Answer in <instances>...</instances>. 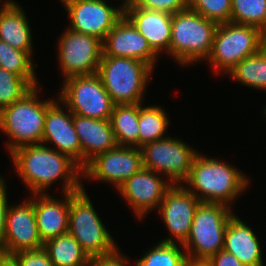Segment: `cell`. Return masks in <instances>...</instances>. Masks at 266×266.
Instances as JSON below:
<instances>
[{
	"label": "cell",
	"instance_id": "4dcf8cb0",
	"mask_svg": "<svg viewBox=\"0 0 266 266\" xmlns=\"http://www.w3.org/2000/svg\"><path fill=\"white\" fill-rule=\"evenodd\" d=\"M32 88L25 79L0 68V110L21 99Z\"/></svg>",
	"mask_w": 266,
	"mask_h": 266
},
{
	"label": "cell",
	"instance_id": "83f0119b",
	"mask_svg": "<svg viewBox=\"0 0 266 266\" xmlns=\"http://www.w3.org/2000/svg\"><path fill=\"white\" fill-rule=\"evenodd\" d=\"M32 59L27 51L13 48L0 40V68L25 79L32 87H37L40 84H38L34 67H37L38 64Z\"/></svg>",
	"mask_w": 266,
	"mask_h": 266
},
{
	"label": "cell",
	"instance_id": "836d02e7",
	"mask_svg": "<svg viewBox=\"0 0 266 266\" xmlns=\"http://www.w3.org/2000/svg\"><path fill=\"white\" fill-rule=\"evenodd\" d=\"M134 7L175 14L189 7V0H137Z\"/></svg>",
	"mask_w": 266,
	"mask_h": 266
},
{
	"label": "cell",
	"instance_id": "f546056e",
	"mask_svg": "<svg viewBox=\"0 0 266 266\" xmlns=\"http://www.w3.org/2000/svg\"><path fill=\"white\" fill-rule=\"evenodd\" d=\"M230 22L266 30V0H232Z\"/></svg>",
	"mask_w": 266,
	"mask_h": 266
},
{
	"label": "cell",
	"instance_id": "b9f144b4",
	"mask_svg": "<svg viewBox=\"0 0 266 266\" xmlns=\"http://www.w3.org/2000/svg\"><path fill=\"white\" fill-rule=\"evenodd\" d=\"M3 1V2H2ZM9 0H0V3H1V5H0V11H1V9H2V7L8 2Z\"/></svg>",
	"mask_w": 266,
	"mask_h": 266
},
{
	"label": "cell",
	"instance_id": "60d3db41",
	"mask_svg": "<svg viewBox=\"0 0 266 266\" xmlns=\"http://www.w3.org/2000/svg\"><path fill=\"white\" fill-rule=\"evenodd\" d=\"M262 48L266 51V30L263 32V46Z\"/></svg>",
	"mask_w": 266,
	"mask_h": 266
},
{
	"label": "cell",
	"instance_id": "d590c367",
	"mask_svg": "<svg viewBox=\"0 0 266 266\" xmlns=\"http://www.w3.org/2000/svg\"><path fill=\"white\" fill-rule=\"evenodd\" d=\"M121 251L118 247L112 253L90 258L89 266H133L132 264L130 265L129 258Z\"/></svg>",
	"mask_w": 266,
	"mask_h": 266
},
{
	"label": "cell",
	"instance_id": "7bdbcfd3",
	"mask_svg": "<svg viewBox=\"0 0 266 266\" xmlns=\"http://www.w3.org/2000/svg\"><path fill=\"white\" fill-rule=\"evenodd\" d=\"M262 114H264V118L266 119V105L263 108V113Z\"/></svg>",
	"mask_w": 266,
	"mask_h": 266
},
{
	"label": "cell",
	"instance_id": "cb8c5ba5",
	"mask_svg": "<svg viewBox=\"0 0 266 266\" xmlns=\"http://www.w3.org/2000/svg\"><path fill=\"white\" fill-rule=\"evenodd\" d=\"M110 121L118 146L138 147L139 103L114 105Z\"/></svg>",
	"mask_w": 266,
	"mask_h": 266
},
{
	"label": "cell",
	"instance_id": "8fae6325",
	"mask_svg": "<svg viewBox=\"0 0 266 266\" xmlns=\"http://www.w3.org/2000/svg\"><path fill=\"white\" fill-rule=\"evenodd\" d=\"M58 40V65L64 79L95 74L103 55L102 41L66 28Z\"/></svg>",
	"mask_w": 266,
	"mask_h": 266
},
{
	"label": "cell",
	"instance_id": "52a82bcc",
	"mask_svg": "<svg viewBox=\"0 0 266 266\" xmlns=\"http://www.w3.org/2000/svg\"><path fill=\"white\" fill-rule=\"evenodd\" d=\"M263 46V32L254 26L227 22L219 24L212 51L206 59L214 73L231 71L241 60L257 53Z\"/></svg>",
	"mask_w": 266,
	"mask_h": 266
},
{
	"label": "cell",
	"instance_id": "e575fe53",
	"mask_svg": "<svg viewBox=\"0 0 266 266\" xmlns=\"http://www.w3.org/2000/svg\"><path fill=\"white\" fill-rule=\"evenodd\" d=\"M4 176H0V254L5 248V234H6V217L10 203L8 201L7 181Z\"/></svg>",
	"mask_w": 266,
	"mask_h": 266
},
{
	"label": "cell",
	"instance_id": "d4e9b609",
	"mask_svg": "<svg viewBox=\"0 0 266 266\" xmlns=\"http://www.w3.org/2000/svg\"><path fill=\"white\" fill-rule=\"evenodd\" d=\"M54 266H89L90 258L69 233L47 240L43 247Z\"/></svg>",
	"mask_w": 266,
	"mask_h": 266
},
{
	"label": "cell",
	"instance_id": "ffe728a7",
	"mask_svg": "<svg viewBox=\"0 0 266 266\" xmlns=\"http://www.w3.org/2000/svg\"><path fill=\"white\" fill-rule=\"evenodd\" d=\"M49 194H33L37 227L43 243L68 233L69 193H62L63 198Z\"/></svg>",
	"mask_w": 266,
	"mask_h": 266
},
{
	"label": "cell",
	"instance_id": "8d00e7d4",
	"mask_svg": "<svg viewBox=\"0 0 266 266\" xmlns=\"http://www.w3.org/2000/svg\"><path fill=\"white\" fill-rule=\"evenodd\" d=\"M208 261L212 266H245L236 256L223 249L217 254L212 255Z\"/></svg>",
	"mask_w": 266,
	"mask_h": 266
},
{
	"label": "cell",
	"instance_id": "7a4b0ae2",
	"mask_svg": "<svg viewBox=\"0 0 266 266\" xmlns=\"http://www.w3.org/2000/svg\"><path fill=\"white\" fill-rule=\"evenodd\" d=\"M249 179L239 168L198 152L190 174L182 184L201 202L220 203L233 208L239 195L249 189Z\"/></svg>",
	"mask_w": 266,
	"mask_h": 266
},
{
	"label": "cell",
	"instance_id": "1f68e13d",
	"mask_svg": "<svg viewBox=\"0 0 266 266\" xmlns=\"http://www.w3.org/2000/svg\"><path fill=\"white\" fill-rule=\"evenodd\" d=\"M189 7L218 25L230 22L232 0H189Z\"/></svg>",
	"mask_w": 266,
	"mask_h": 266
},
{
	"label": "cell",
	"instance_id": "74e56055",
	"mask_svg": "<svg viewBox=\"0 0 266 266\" xmlns=\"http://www.w3.org/2000/svg\"><path fill=\"white\" fill-rule=\"evenodd\" d=\"M185 266H212V264L205 259H192L188 257Z\"/></svg>",
	"mask_w": 266,
	"mask_h": 266
},
{
	"label": "cell",
	"instance_id": "8992f818",
	"mask_svg": "<svg viewBox=\"0 0 266 266\" xmlns=\"http://www.w3.org/2000/svg\"><path fill=\"white\" fill-rule=\"evenodd\" d=\"M68 233L79 242L89 258L112 253L118 248L84 185L81 190L69 193Z\"/></svg>",
	"mask_w": 266,
	"mask_h": 266
},
{
	"label": "cell",
	"instance_id": "5b68a950",
	"mask_svg": "<svg viewBox=\"0 0 266 266\" xmlns=\"http://www.w3.org/2000/svg\"><path fill=\"white\" fill-rule=\"evenodd\" d=\"M153 69L129 57L102 56L97 74L113 103H143Z\"/></svg>",
	"mask_w": 266,
	"mask_h": 266
},
{
	"label": "cell",
	"instance_id": "ac0fdd59",
	"mask_svg": "<svg viewBox=\"0 0 266 266\" xmlns=\"http://www.w3.org/2000/svg\"><path fill=\"white\" fill-rule=\"evenodd\" d=\"M102 46V56L135 58L147 63L153 70L160 57L125 16L107 33Z\"/></svg>",
	"mask_w": 266,
	"mask_h": 266
},
{
	"label": "cell",
	"instance_id": "9a60e30c",
	"mask_svg": "<svg viewBox=\"0 0 266 266\" xmlns=\"http://www.w3.org/2000/svg\"><path fill=\"white\" fill-rule=\"evenodd\" d=\"M172 183L161 174L150 169L142 168L131 178L126 180L117 190L129 208L133 210L135 218L143 221L145 215L158 210L165 192Z\"/></svg>",
	"mask_w": 266,
	"mask_h": 266
},
{
	"label": "cell",
	"instance_id": "9c48e42d",
	"mask_svg": "<svg viewBox=\"0 0 266 266\" xmlns=\"http://www.w3.org/2000/svg\"><path fill=\"white\" fill-rule=\"evenodd\" d=\"M61 85L58 98L72 114L101 120L111 118L115 104L97 73L73 76Z\"/></svg>",
	"mask_w": 266,
	"mask_h": 266
},
{
	"label": "cell",
	"instance_id": "ba28073f",
	"mask_svg": "<svg viewBox=\"0 0 266 266\" xmlns=\"http://www.w3.org/2000/svg\"><path fill=\"white\" fill-rule=\"evenodd\" d=\"M234 214L233 209L224 204L200 202L190 234L182 244L187 256L208 260L221 251L228 221Z\"/></svg>",
	"mask_w": 266,
	"mask_h": 266
},
{
	"label": "cell",
	"instance_id": "5bb4252c",
	"mask_svg": "<svg viewBox=\"0 0 266 266\" xmlns=\"http://www.w3.org/2000/svg\"><path fill=\"white\" fill-rule=\"evenodd\" d=\"M200 202L183 184H172L157 210L170 234L161 242L183 244L187 240Z\"/></svg>",
	"mask_w": 266,
	"mask_h": 266
},
{
	"label": "cell",
	"instance_id": "3957f363",
	"mask_svg": "<svg viewBox=\"0 0 266 266\" xmlns=\"http://www.w3.org/2000/svg\"><path fill=\"white\" fill-rule=\"evenodd\" d=\"M39 86L33 87L21 99L0 110V132L8 137L9 154L24 145L41 144L47 108L55 98L40 99Z\"/></svg>",
	"mask_w": 266,
	"mask_h": 266
},
{
	"label": "cell",
	"instance_id": "484cf974",
	"mask_svg": "<svg viewBox=\"0 0 266 266\" xmlns=\"http://www.w3.org/2000/svg\"><path fill=\"white\" fill-rule=\"evenodd\" d=\"M143 104V105H142ZM164 108L158 105L145 106L139 103L138 148L147 143L166 138L170 118Z\"/></svg>",
	"mask_w": 266,
	"mask_h": 266
},
{
	"label": "cell",
	"instance_id": "44dd1931",
	"mask_svg": "<svg viewBox=\"0 0 266 266\" xmlns=\"http://www.w3.org/2000/svg\"><path fill=\"white\" fill-rule=\"evenodd\" d=\"M124 16L146 38L159 56L164 53L169 55L172 14L133 7L127 10Z\"/></svg>",
	"mask_w": 266,
	"mask_h": 266
},
{
	"label": "cell",
	"instance_id": "e0dca14e",
	"mask_svg": "<svg viewBox=\"0 0 266 266\" xmlns=\"http://www.w3.org/2000/svg\"><path fill=\"white\" fill-rule=\"evenodd\" d=\"M57 99L47 108L41 144L53 145L52 149L68 155L81 167V144L72 113L58 96Z\"/></svg>",
	"mask_w": 266,
	"mask_h": 266
},
{
	"label": "cell",
	"instance_id": "4316f807",
	"mask_svg": "<svg viewBox=\"0 0 266 266\" xmlns=\"http://www.w3.org/2000/svg\"><path fill=\"white\" fill-rule=\"evenodd\" d=\"M227 76L244 86L266 92V51L261 48L252 56L244 58Z\"/></svg>",
	"mask_w": 266,
	"mask_h": 266
},
{
	"label": "cell",
	"instance_id": "603a6c76",
	"mask_svg": "<svg viewBox=\"0 0 266 266\" xmlns=\"http://www.w3.org/2000/svg\"><path fill=\"white\" fill-rule=\"evenodd\" d=\"M25 11L16 1L9 0L0 11V40L33 56V38Z\"/></svg>",
	"mask_w": 266,
	"mask_h": 266
},
{
	"label": "cell",
	"instance_id": "d6986e66",
	"mask_svg": "<svg viewBox=\"0 0 266 266\" xmlns=\"http://www.w3.org/2000/svg\"><path fill=\"white\" fill-rule=\"evenodd\" d=\"M72 121L81 144V168L97 155L118 146L110 119H93L72 114Z\"/></svg>",
	"mask_w": 266,
	"mask_h": 266
},
{
	"label": "cell",
	"instance_id": "ab89813d",
	"mask_svg": "<svg viewBox=\"0 0 266 266\" xmlns=\"http://www.w3.org/2000/svg\"><path fill=\"white\" fill-rule=\"evenodd\" d=\"M0 266H16V264L10 257L0 255Z\"/></svg>",
	"mask_w": 266,
	"mask_h": 266
},
{
	"label": "cell",
	"instance_id": "2e32d148",
	"mask_svg": "<svg viewBox=\"0 0 266 266\" xmlns=\"http://www.w3.org/2000/svg\"><path fill=\"white\" fill-rule=\"evenodd\" d=\"M43 247L34 212L33 194L19 204L11 203L6 217L5 248L0 255L10 257L22 250Z\"/></svg>",
	"mask_w": 266,
	"mask_h": 266
},
{
	"label": "cell",
	"instance_id": "277c9868",
	"mask_svg": "<svg viewBox=\"0 0 266 266\" xmlns=\"http://www.w3.org/2000/svg\"><path fill=\"white\" fill-rule=\"evenodd\" d=\"M217 27L190 7L172 14L169 56L181 67L206 61Z\"/></svg>",
	"mask_w": 266,
	"mask_h": 266
},
{
	"label": "cell",
	"instance_id": "7c38bea8",
	"mask_svg": "<svg viewBox=\"0 0 266 266\" xmlns=\"http://www.w3.org/2000/svg\"><path fill=\"white\" fill-rule=\"evenodd\" d=\"M143 168L141 149L133 146H116L97 155L83 168V179L110 183L118 188Z\"/></svg>",
	"mask_w": 266,
	"mask_h": 266
},
{
	"label": "cell",
	"instance_id": "30bf717a",
	"mask_svg": "<svg viewBox=\"0 0 266 266\" xmlns=\"http://www.w3.org/2000/svg\"><path fill=\"white\" fill-rule=\"evenodd\" d=\"M143 167L167 178L172 184H182L190 174L199 151L177 137L150 142L142 146Z\"/></svg>",
	"mask_w": 266,
	"mask_h": 266
},
{
	"label": "cell",
	"instance_id": "d6a6232c",
	"mask_svg": "<svg viewBox=\"0 0 266 266\" xmlns=\"http://www.w3.org/2000/svg\"><path fill=\"white\" fill-rule=\"evenodd\" d=\"M16 266H54L44 248L22 250L10 256Z\"/></svg>",
	"mask_w": 266,
	"mask_h": 266
},
{
	"label": "cell",
	"instance_id": "6da1fadb",
	"mask_svg": "<svg viewBox=\"0 0 266 266\" xmlns=\"http://www.w3.org/2000/svg\"><path fill=\"white\" fill-rule=\"evenodd\" d=\"M19 179L32 194H47L48 189L63 180L61 193L83 188V169L68 155L43 144L24 145L9 154Z\"/></svg>",
	"mask_w": 266,
	"mask_h": 266
},
{
	"label": "cell",
	"instance_id": "4fadbf2b",
	"mask_svg": "<svg viewBox=\"0 0 266 266\" xmlns=\"http://www.w3.org/2000/svg\"><path fill=\"white\" fill-rule=\"evenodd\" d=\"M70 19L67 27L82 34L95 36L103 41L107 33L124 16L106 0H59Z\"/></svg>",
	"mask_w": 266,
	"mask_h": 266
},
{
	"label": "cell",
	"instance_id": "7402d4cb",
	"mask_svg": "<svg viewBox=\"0 0 266 266\" xmlns=\"http://www.w3.org/2000/svg\"><path fill=\"white\" fill-rule=\"evenodd\" d=\"M259 240L251 226L235 213L226 227L223 250L236 256L245 266H264Z\"/></svg>",
	"mask_w": 266,
	"mask_h": 266
},
{
	"label": "cell",
	"instance_id": "f1b7e54d",
	"mask_svg": "<svg viewBox=\"0 0 266 266\" xmlns=\"http://www.w3.org/2000/svg\"><path fill=\"white\" fill-rule=\"evenodd\" d=\"M187 259L182 244L159 241L139 256L135 266H185Z\"/></svg>",
	"mask_w": 266,
	"mask_h": 266
},
{
	"label": "cell",
	"instance_id": "f35d334b",
	"mask_svg": "<svg viewBox=\"0 0 266 266\" xmlns=\"http://www.w3.org/2000/svg\"><path fill=\"white\" fill-rule=\"evenodd\" d=\"M137 0H123L122 4L118 6V8L125 13L127 10L133 8L136 4Z\"/></svg>",
	"mask_w": 266,
	"mask_h": 266
}]
</instances>
